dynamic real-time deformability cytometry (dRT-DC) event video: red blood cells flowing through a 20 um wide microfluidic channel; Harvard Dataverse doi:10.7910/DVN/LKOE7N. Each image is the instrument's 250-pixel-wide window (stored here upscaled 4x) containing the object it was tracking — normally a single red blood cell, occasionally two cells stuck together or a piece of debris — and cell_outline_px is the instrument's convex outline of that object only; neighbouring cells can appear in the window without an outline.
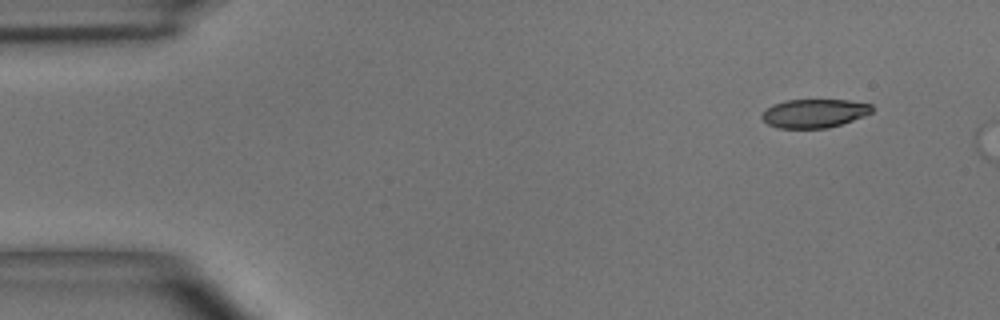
{"species": "common noctule bat (a hibernating species)", "species_latin": "Nyctalus noctula", "temperature_condition": "room temperature", "stored_images_in_passage": 2, "camera_frame_rate_fps": 3000, "um_per_image_px": 0.085, "animal": {"sex": "male", "body_mass_g": 15.6}, "frame": {"image": 1, "passage_image": 1, "time_ms": 0.0, "image_size_px": [1000, 320], "cell_outline_px": [[872, 112], [864, 116], [828, 128], [776, 128], [768, 124], [760, 116], [772, 104], [784, 100], [848, 100], [872, 104]], "centroid_in_image_um": [69.2, 9.63], "position_along_channel_um": 15.8, "area_um2": 18.32}}